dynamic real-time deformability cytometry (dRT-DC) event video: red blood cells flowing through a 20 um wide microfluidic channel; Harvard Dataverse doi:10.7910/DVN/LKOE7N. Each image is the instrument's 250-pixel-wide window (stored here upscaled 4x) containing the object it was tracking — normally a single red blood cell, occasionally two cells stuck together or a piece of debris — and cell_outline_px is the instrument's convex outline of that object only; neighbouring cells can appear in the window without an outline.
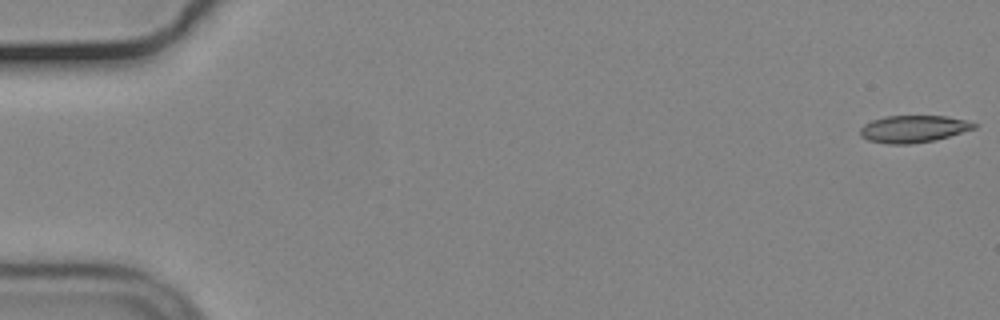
{"species": "common noctule bat (a hibernating species)", "species_latin": "Nyctalus noctula", "temperature_condition": "cold", "stored_images_in_passage": 14, "camera_frame_rate_fps": 3000, "um_per_image_px": 0.085, "animal": {"sex": "male", "body_mass_g": 19.2, "forearm_length_mm": 51.8}, "frame": {"image": 1, "passage_image": 1, "time_ms": 0.0, "image_size_px": [1000, 320], "cell_outline_px": [[976, 128], [936, 140], [912, 144], [888, 144], [868, 140], [860, 136], [860, 128], [864, 124], [872, 120], [884, 116], [944, 116], [964, 120], [976, 124]], "centroid_in_image_um": [77.6, 10.96], "position_along_channel_um": 7.4, "area_um2": 17.98}}
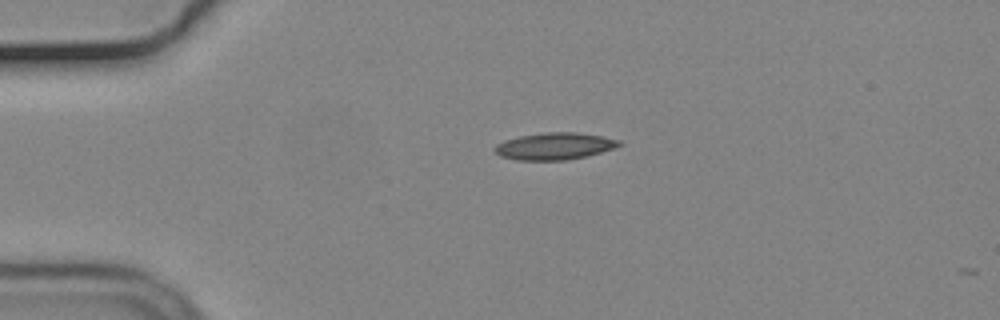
{"frame": {"image": 2, "passage_image": 13, "time_ms": 4.0, "image_size_px": [1000, 320], "cell_outline_px": [[624, 144], [588, 156], [568, 160], [516, 160], [500, 156], [492, 148], [496, 144], [504, 140], [520, 136], [544, 132], [576, 132], [600, 136], [620, 140]], "centroid_in_image_um": [47.11, 12.42], "position_along_channel_um": 37.9, "area_um2": 19.59}}